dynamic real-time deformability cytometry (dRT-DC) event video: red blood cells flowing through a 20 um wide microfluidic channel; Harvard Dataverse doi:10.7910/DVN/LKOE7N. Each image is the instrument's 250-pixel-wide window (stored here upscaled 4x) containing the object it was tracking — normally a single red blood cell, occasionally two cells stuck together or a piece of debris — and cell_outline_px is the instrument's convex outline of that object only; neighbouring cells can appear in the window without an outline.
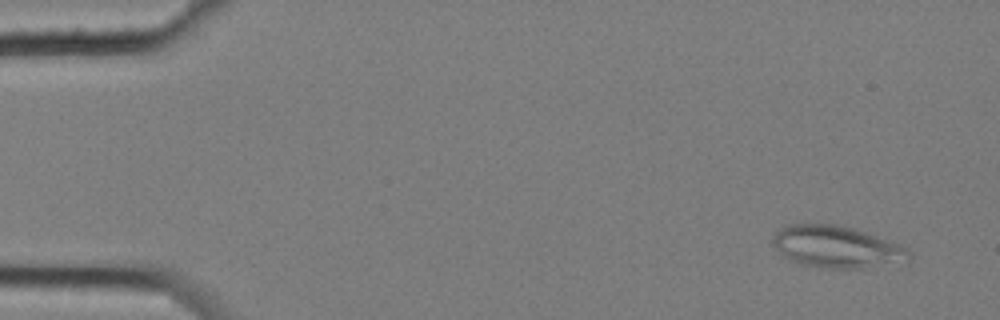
{"species": "common noctule bat (a hibernating species)", "species_latin": "Nyctalus noctula", "temperature_condition": "cold", "stored_images_in_passage": 5, "camera_frame_rate_fps": 3000, "um_per_image_px": 0.085, "animal": {"sex": "female", "body_mass_g": 25.1}, "frame": {"image": 1, "passage_image": 2, "time_ms": 0.333, "image_size_px": [1000, 320], "cell_outline_px": [[908, 252], [888, 260], [864, 268], [816, 268], [800, 264], [784, 256], [772, 244], [772, 236], [780, 228], [788, 224], [836, 224], [856, 228], [896, 244], [904, 248]], "centroid_in_image_um": [70.83, 20.93], "position_along_channel_um": 14.2, "area_um2": 31.73}}